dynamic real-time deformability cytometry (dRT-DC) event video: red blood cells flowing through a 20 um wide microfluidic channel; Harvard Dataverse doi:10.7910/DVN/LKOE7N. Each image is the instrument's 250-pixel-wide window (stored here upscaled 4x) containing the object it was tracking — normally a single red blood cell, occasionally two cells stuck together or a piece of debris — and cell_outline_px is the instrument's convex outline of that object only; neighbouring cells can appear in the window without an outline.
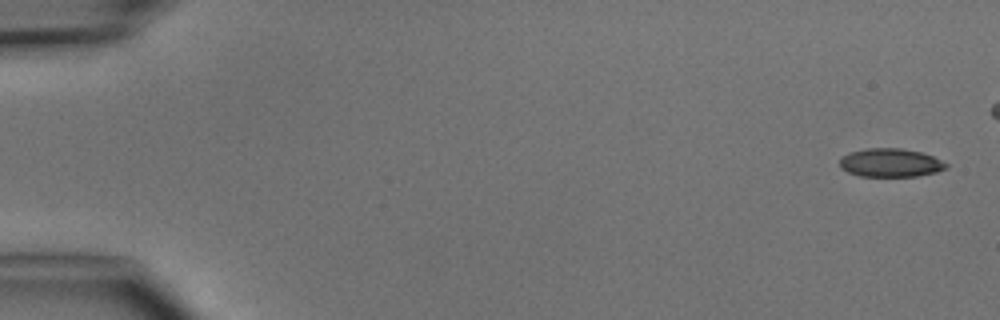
{"species": "common noctule bat (a hibernating species)", "species_latin": "Nyctalus noctula", "temperature_condition": "cold", "stored_images_in_passage": 5, "camera_frame_rate_fps": 3000, "um_per_image_px": 0.085, "animal": {"sex": "male", "body_mass_g": 15.6}, "frame": {"image": 1, "passage_image": 1, "time_ms": 0.0, "image_size_px": [1000, 320], "cell_outline_px": [[948, 168], [936, 172], [916, 176], [860, 176], [848, 172], [840, 168], [840, 160], [848, 152], [868, 148], [900, 148], [920, 152], [932, 156], [948, 164]], "centroid_in_image_um": [75.68, 13.83], "position_along_channel_um": 9.3, "area_um2": 17.57}}